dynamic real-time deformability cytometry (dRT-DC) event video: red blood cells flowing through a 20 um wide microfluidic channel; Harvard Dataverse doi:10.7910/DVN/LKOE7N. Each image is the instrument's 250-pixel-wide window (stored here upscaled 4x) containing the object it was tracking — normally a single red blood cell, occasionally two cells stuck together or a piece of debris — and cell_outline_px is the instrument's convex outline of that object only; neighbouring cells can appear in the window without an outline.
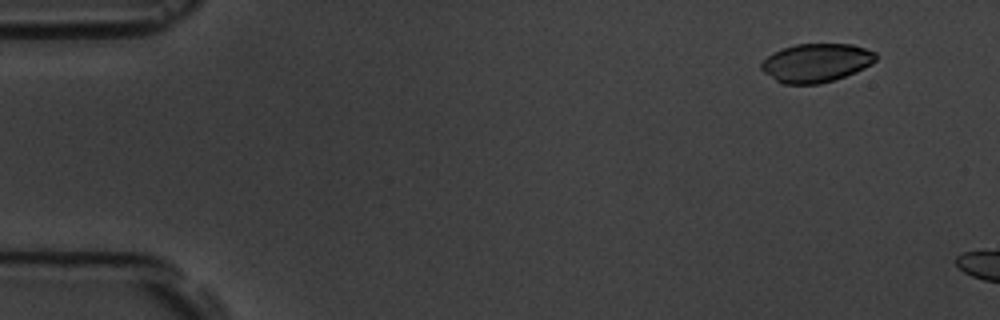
{"species": "common noctule bat (a hibernating species)", "species_latin": "Nyctalus noctula", "temperature_condition": "room temperature", "stored_images_in_passage": 2, "camera_frame_rate_fps": 3000, "um_per_image_px": 0.085, "animal": {"sex": "male", "body_mass_g": 19.5, "forearm_length_mm": 54.6}, "frame": {"image": 1, "passage_image": 1, "time_ms": 0.0, "image_size_px": [1000, 320], "cell_outline_px": [[876, 60], [872, 64], [864, 68], [844, 76], [820, 84], [784, 84], [776, 80], [764, 72], [760, 68], [760, 64], [772, 52], [796, 44], [852, 44], [876, 52]], "centroid_in_image_um": [69.37, 5.33], "position_along_channel_um": 15.6, "area_um2": 25.61}}